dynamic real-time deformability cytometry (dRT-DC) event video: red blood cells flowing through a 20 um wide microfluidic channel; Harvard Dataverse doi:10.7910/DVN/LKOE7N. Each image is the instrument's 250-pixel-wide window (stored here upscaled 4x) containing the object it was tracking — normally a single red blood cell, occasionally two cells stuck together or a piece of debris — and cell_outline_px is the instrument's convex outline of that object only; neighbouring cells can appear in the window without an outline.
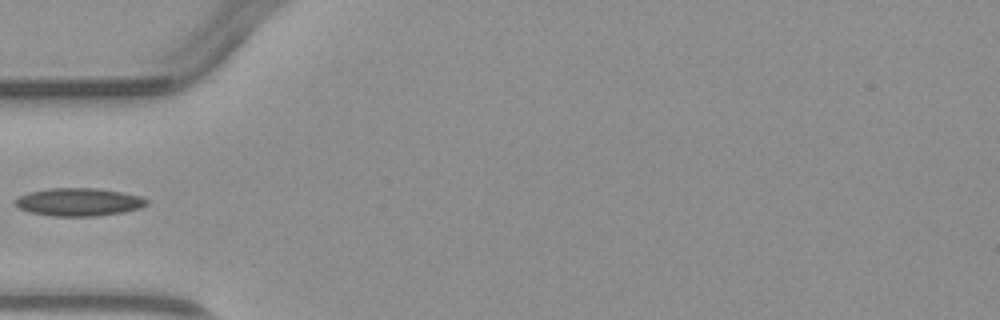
{"species": "common noctule bat (a hibernating species)", "species_latin": "Nyctalus noctula", "temperature_condition": "warm", "stored_images_in_passage": 3, "camera_frame_rate_fps": 3000, "um_per_image_px": 0.085, "animal": {"sex": "male", "body_mass_g": 23.1, "forearm_length_mm": 52.7}, "frame": {"image": 1, "passage_image": 3, "time_ms": 4.333, "image_size_px": [1000, 320], "cell_outline_px": [[148, 204], [140, 208], [124, 212], [96, 216], [52, 216], [28, 212], [20, 208], [12, 200], [16, 196], [28, 192], [52, 188], [96, 188], [120, 192], [140, 196], [148, 200]], "centroid_in_image_um": [6.66, 17.17], "position_along_channel_um": 78.3, "area_um2": 21.5}}